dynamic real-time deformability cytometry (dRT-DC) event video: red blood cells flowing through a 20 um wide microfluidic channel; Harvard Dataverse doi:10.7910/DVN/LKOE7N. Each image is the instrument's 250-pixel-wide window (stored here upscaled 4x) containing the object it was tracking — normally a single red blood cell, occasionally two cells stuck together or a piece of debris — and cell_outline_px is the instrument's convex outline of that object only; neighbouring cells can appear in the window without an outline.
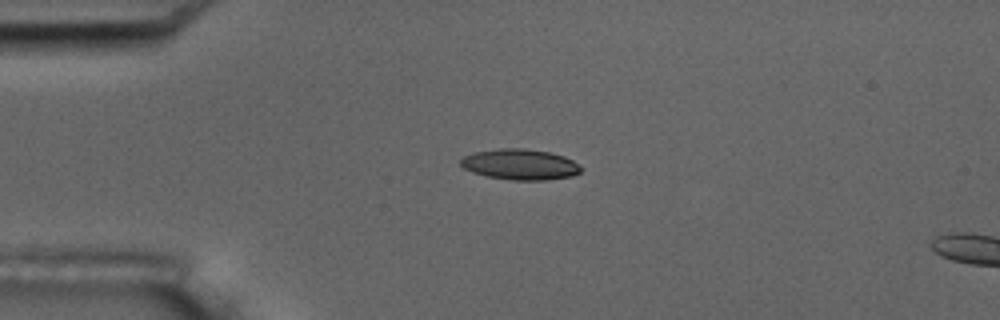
{"species": "common noctule bat (a hibernating species)", "species_latin": "Nyctalus noctula", "temperature_condition": "room temperature", "stored_images_in_passage": 4, "camera_frame_rate_fps": 3000, "um_per_image_px": 0.085, "animal": {"sex": "male", "body_mass_g": 17.5, "forearm_length_mm": 52.3}, "frame": {"image": 1, "passage_image": 3, "time_ms": 2.333, "image_size_px": [1000, 320], "cell_outline_px": [[580, 172], [572, 176], [544, 180], [512, 180], [488, 176], [472, 172], [464, 168], [460, 164], [460, 160], [464, 156], [476, 152], [500, 148], [524, 148], [548, 152], [564, 156], [572, 160], [580, 168]], "centroid_in_image_um": [44.19, 13.97], "position_along_channel_um": 40.8, "area_um2": 21.27}}